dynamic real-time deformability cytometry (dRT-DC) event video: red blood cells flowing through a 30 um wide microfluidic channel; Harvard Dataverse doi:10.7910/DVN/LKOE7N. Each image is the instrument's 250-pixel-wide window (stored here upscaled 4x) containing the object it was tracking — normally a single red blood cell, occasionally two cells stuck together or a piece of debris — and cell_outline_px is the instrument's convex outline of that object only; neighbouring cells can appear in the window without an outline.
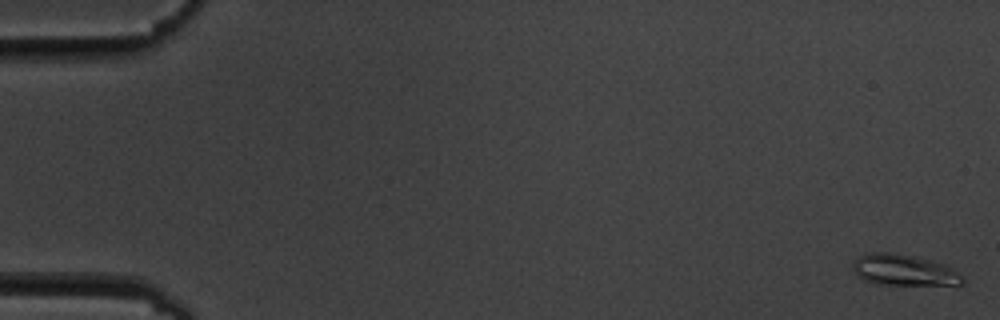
{"species": "common noctule bat (a hibernating species)", "species_latin": "Nyctalus noctula", "temperature_condition": "cold", "stored_images_in_passage": 6, "camera_frame_rate_fps": 3000, "um_per_image_px": 0.085, "animal": {"sex": "male", "body_mass_g": 19.5, "forearm_length_mm": 54.6}, "frame": {"image": 1, "passage_image": 1, "time_ms": 0.0, "image_size_px": [1000, 320], "cell_outline_px": [[964, 284], [876, 284], [864, 280], [852, 268], [852, 264], [860, 256], [872, 252], [892, 252], [912, 256], [948, 264], [964, 280]], "centroid_in_image_um": [76.83, 22.94], "position_along_channel_um": 8.2, "area_um2": 19.54}}
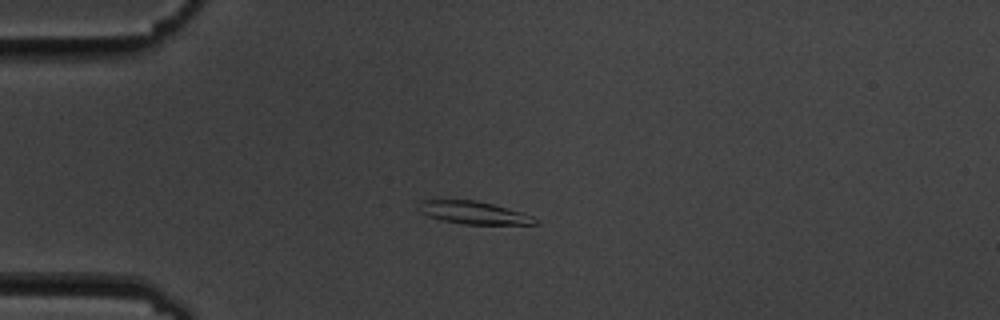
{"frame": {"image": 2, "passage_image": 5, "time_ms": 4.667, "image_size_px": [1000, 320], "cell_outline_px": [[540, 224], [460, 224], [428, 216], [420, 212], [416, 208], [424, 200], [476, 200], [492, 204], [520, 212], [532, 216], [540, 220]], "centroid_in_image_um": [40.27, 18.08], "position_along_channel_um": 44.7, "area_um2": 15.26}}